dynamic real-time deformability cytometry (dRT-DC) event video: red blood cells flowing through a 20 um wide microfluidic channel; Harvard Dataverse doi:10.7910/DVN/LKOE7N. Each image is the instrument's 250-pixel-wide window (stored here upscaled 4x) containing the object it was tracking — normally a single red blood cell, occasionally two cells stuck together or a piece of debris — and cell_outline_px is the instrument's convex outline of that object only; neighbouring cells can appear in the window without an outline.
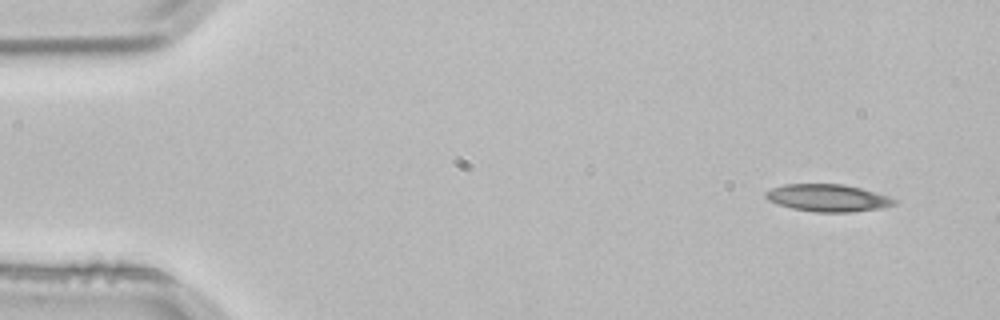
{"species": "common noctule bat (a hibernating species)", "species_latin": "Nyctalus noctula", "temperature_condition": "room temperature", "stored_images_in_passage": 2, "camera_frame_rate_fps": 3000, "um_per_image_px": 0.085, "animal": {"sex": "male", "body_mass_g": 21.5, "forearm_length_mm": 52.0}, "frame": {"image": 1, "passage_image": 1, "time_ms": 0.0, "image_size_px": [1000, 320], "cell_outline_px": [[896, 204], [884, 208], [852, 212], [816, 212], [792, 208], [776, 204], [768, 200], [764, 196], [764, 192], [772, 188], [784, 184], [844, 184], [860, 188], [896, 200]], "centroid_in_image_um": [70.31, 16.83], "position_along_channel_um": 14.7, "area_um2": 20.35}}